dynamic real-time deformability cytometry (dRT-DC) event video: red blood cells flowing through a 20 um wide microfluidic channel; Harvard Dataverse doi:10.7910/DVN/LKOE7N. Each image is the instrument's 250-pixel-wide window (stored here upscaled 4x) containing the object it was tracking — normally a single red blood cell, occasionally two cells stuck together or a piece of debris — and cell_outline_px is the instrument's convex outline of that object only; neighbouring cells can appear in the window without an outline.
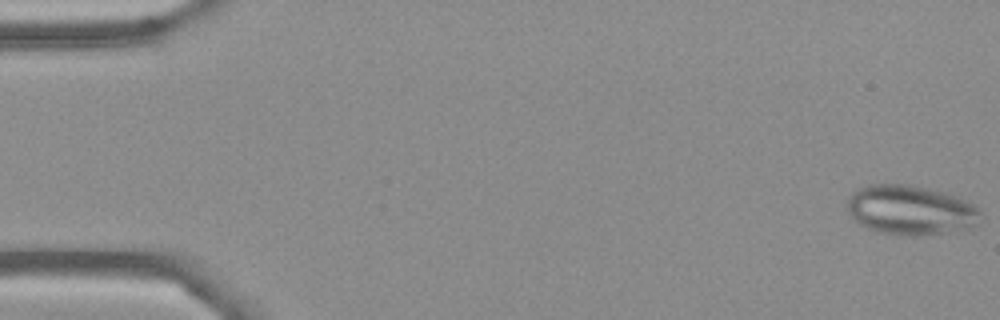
{"species": "Egyptian fruit bat (a non-hibernating species)", "species_latin": "Rousettus aegyptiacus", "temperature_condition": "cold", "stored_images_in_passage": 5, "camera_frame_rate_fps": 3000, "um_per_image_px": 0.085, "frame": {"image": 1, "passage_image": 1, "time_ms": 0.0, "image_size_px": [1000, 320], "cell_outline_px": [[980, 212], [976, 224], [968, 228], [924, 236], [912, 236], [880, 232], [868, 228], [852, 220], [848, 208], [848, 196], [856, 188], [868, 184], [908, 184], [928, 188], [944, 192], [956, 196], [972, 204]], "centroid_in_image_um": [77.34, 17.84], "position_along_channel_um": 7.7, "area_um2": 38.49}}